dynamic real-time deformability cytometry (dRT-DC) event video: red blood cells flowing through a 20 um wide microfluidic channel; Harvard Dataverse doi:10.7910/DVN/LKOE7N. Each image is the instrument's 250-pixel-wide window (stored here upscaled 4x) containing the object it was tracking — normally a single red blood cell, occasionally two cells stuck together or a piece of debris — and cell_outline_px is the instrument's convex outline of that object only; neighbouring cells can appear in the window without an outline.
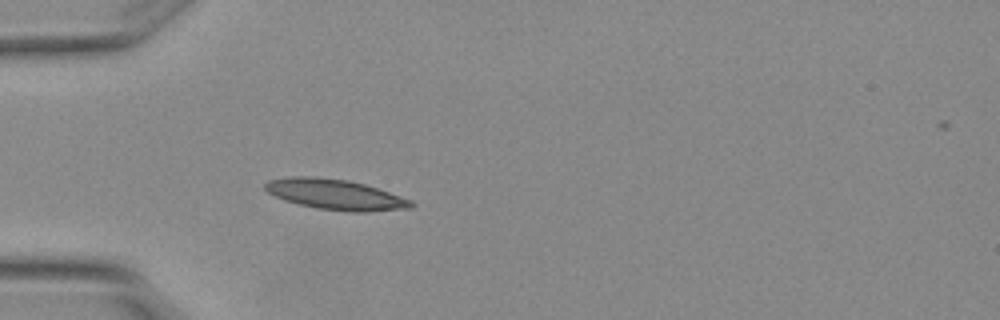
{"species": "Egyptian fruit bat (a non-hibernating species)", "species_latin": "Rousettus aegyptiacus", "temperature_condition": "warm", "stored_images_in_passage": 1, "camera_frame_rate_fps": 3000, "um_per_image_px": 0.085, "animal": {"sex": "female"}, "frame": {"image": 1, "passage_image": 1, "time_ms": 0.0, "image_size_px": [1000, 320], "cell_outline_px": [[416, 204], [412, 208], [368, 212], [348, 212], [316, 208], [284, 200], [268, 192], [264, 188], [264, 184], [268, 180], [288, 176], [312, 176], [348, 180], [364, 184], [412, 200]], "centroid_in_image_um": [28.51, 16.53], "position_along_channel_um": 56.5, "area_um2": 25.95}}